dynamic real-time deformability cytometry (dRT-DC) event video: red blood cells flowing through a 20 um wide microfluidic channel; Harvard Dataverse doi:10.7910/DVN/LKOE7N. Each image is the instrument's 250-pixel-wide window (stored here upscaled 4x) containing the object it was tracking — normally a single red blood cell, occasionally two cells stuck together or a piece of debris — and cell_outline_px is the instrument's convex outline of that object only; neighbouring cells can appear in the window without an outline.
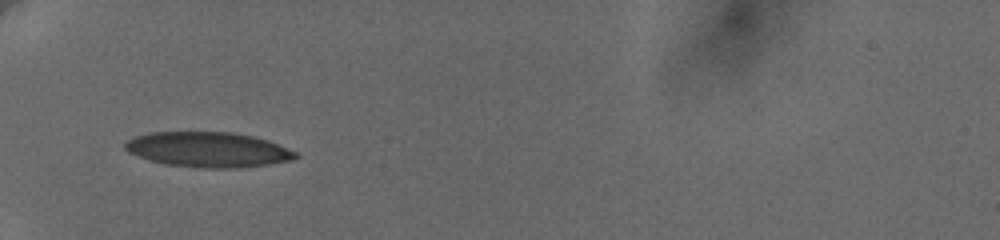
{"species": "human", "species_latin": "Homo sapiens", "temperature_condition": "cold", "stored_images_in_passage": 33, "camera_frame_rate_fps": 3000, "um_per_image_px": 0.085, "donor": {"sex": "female"}, "frame": {"image": 1, "passage_image": 1, "time_ms": 0.0, "image_size_px": [1000, 240], "cell_outline_px": [[300, 156], [288, 160], [268, 164], [236, 168], [204, 168], [168, 164], [152, 160], [128, 152], [124, 148], [124, 144], [128, 140], [136, 136], [152, 132], [232, 132], [252, 136], [268, 140], [296, 152]], "centroid_in_image_um": [17.69, 12.71], "position_along_channel_um": 67.3, "area_um2": 34.45}}
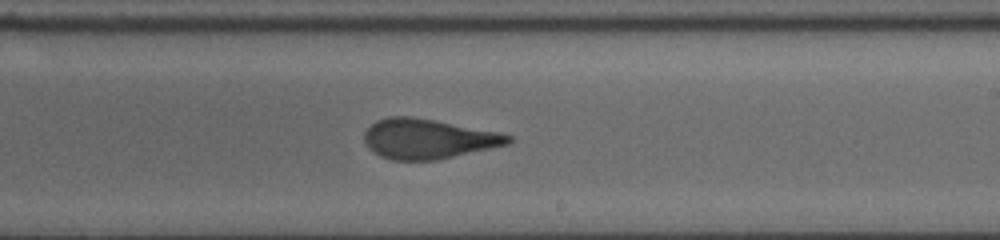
{"frame": {"image": 2, "passage_image": 20, "time_ms": 5.333, "image_size_px": [1000, 240], "cell_outline_px": [[512, 140], [508, 144], [436, 160], [392, 160], [380, 156], [372, 152], [368, 148], [364, 140], [364, 132], [376, 120], [388, 116], [412, 116], [500, 132], [512, 136]], "centroid_in_image_um": [36.35, 11.79], "position_along_channel_um": 252.7, "area_um2": 33.41}}
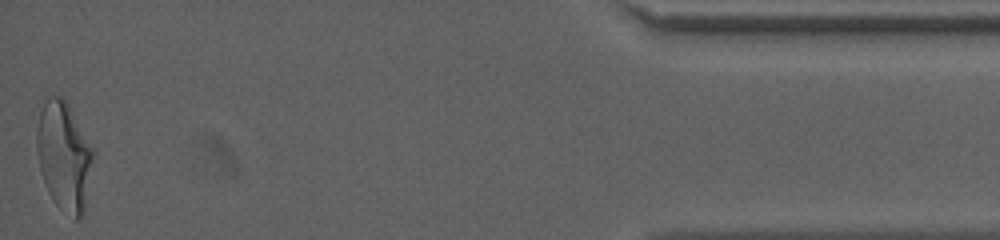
{"frame": {"image": 3, "passage_image": 33, "time_ms": 12.0, "image_size_px": [1000, 240], "cell_outline_px": [[96, 152], [84, 212], [76, 220], [60, 208], [52, 200], [48, 192], [40, 172], [36, 152], [36, 128], [40, 112], [48, 96], [60, 96], [64, 100]], "centroid_in_image_um": [5.45, 13.31], "position_along_channel_um": 429.8, "area_um2": 35.89}, "authors_computed_cell_mechanics": {"area_um2": 34.391, "velocity_mm_per_s": 3.6608, "shape_relaxation_time_tau1_ms": 6.6578, "shape_relaxation_time_tau2_ms": 1.2681, "deformation_change_tau1": 0.2024, "deformation_change_tau2": 0.0709}}